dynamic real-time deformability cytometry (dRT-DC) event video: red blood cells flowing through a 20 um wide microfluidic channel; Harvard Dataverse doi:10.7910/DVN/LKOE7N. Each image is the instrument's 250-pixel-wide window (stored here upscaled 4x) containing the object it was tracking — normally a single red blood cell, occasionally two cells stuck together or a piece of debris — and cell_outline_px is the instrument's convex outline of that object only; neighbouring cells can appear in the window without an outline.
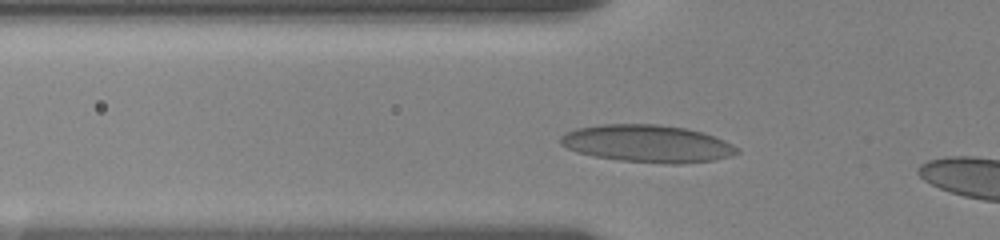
{"species": "human", "species_latin": "Homo sapiens", "temperature_condition": "room temperature", "stored_images_in_passage": 33, "camera_frame_rate_fps": 3000, "um_per_image_px": 0.085, "donor": {"sex": "female"}, "frame": {"image": 1, "passage_image": 2, "time_ms": 0.333, "image_size_px": [1000, 240], "cell_outline_px": [[740, 152], [732, 156], [716, 160], [680, 164], [668, 164], [620, 160], [596, 156], [576, 152], [560, 144], [560, 136], [564, 132], [576, 128], [600, 124], [660, 124], [684, 128], [700, 132], [724, 140], [740, 148]], "centroid_in_image_um": [55.03, 12.21], "position_along_channel_um": 70.8, "area_um2": 38.61}}
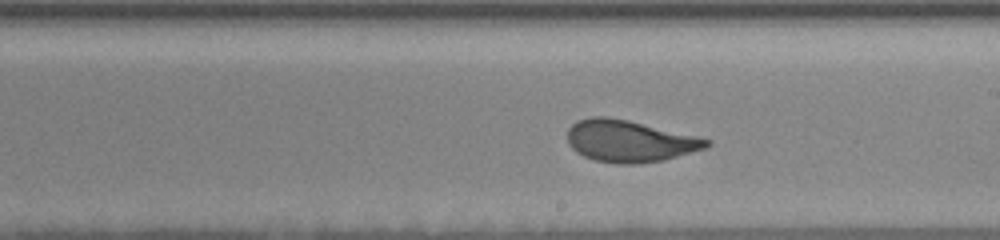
{"frame": {"image": 2, "passage_image": 16, "time_ms": 5.0, "image_size_px": [1000, 240], "cell_outline_px": [[712, 144], [704, 148], [664, 160], [636, 164], [616, 164], [596, 160], [584, 156], [576, 152], [568, 144], [568, 128], [576, 120], [592, 116], [608, 116], [628, 120], [696, 136], [712, 140]], "centroid_in_image_um": [53.48, 11.98], "position_along_channel_um": 235.5, "area_um2": 33.87}}
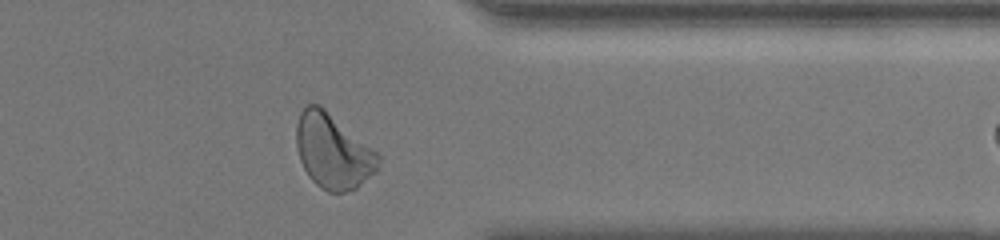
{"frame": {"image": 3, "passage_image": 29, "time_ms": 9.333, "image_size_px": [1000, 240], "cell_outline_px": [[380, 160], [376, 172], [356, 188], [344, 192], [328, 192], [320, 188], [308, 176], [300, 160], [296, 144], [296, 124], [300, 112], [308, 104], [320, 104], [376, 152], [380, 156]], "centroid_in_image_um": [28.28, 12.87], "position_along_channel_um": 383.1, "area_um2": 35.43}, "authors_computed_cell_mechanics": {"area_um2": 33.9286, "velocity_mm_per_s": 3.5315, "shape_relaxation_time_tau1_ms": 4.9257, "shape_relaxation_time_tau2_ms": null, "deformation_change_tau1": 0.1573, "deformation_change_tau2": null}}